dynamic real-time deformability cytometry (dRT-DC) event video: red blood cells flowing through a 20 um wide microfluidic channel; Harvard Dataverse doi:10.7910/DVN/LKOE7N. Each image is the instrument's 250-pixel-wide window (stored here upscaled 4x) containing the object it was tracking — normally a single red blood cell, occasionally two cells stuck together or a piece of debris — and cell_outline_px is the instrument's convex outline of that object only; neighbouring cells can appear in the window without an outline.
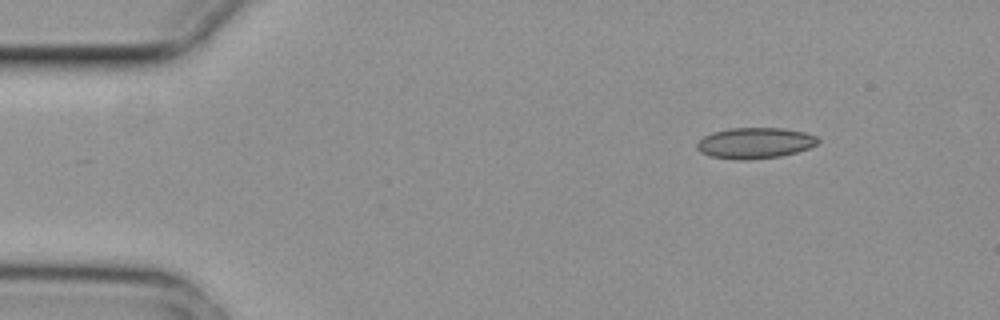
{"species": "common noctule bat (a hibernating species)", "species_latin": "Nyctalus noctula", "temperature_condition": "cold", "stored_images_in_passage": 4, "camera_frame_rate_fps": 3000, "um_per_image_px": 0.085, "animal": {"sex": "female", "body_mass_g": 29.2, "forearm_length_mm": 56.3}, "frame": {"image": 1, "passage_image": 1, "time_ms": 0.0, "image_size_px": [1000, 320], "cell_outline_px": [[820, 140], [816, 144], [808, 148], [796, 152], [780, 156], [748, 160], [736, 160], [712, 156], [700, 152], [696, 148], [696, 144], [704, 136], [712, 132], [732, 128], [780, 128], [804, 132], [816, 136]], "centroid_in_image_um": [64.15, 12.16], "position_along_channel_um": 20.8, "area_um2": 21.68}}
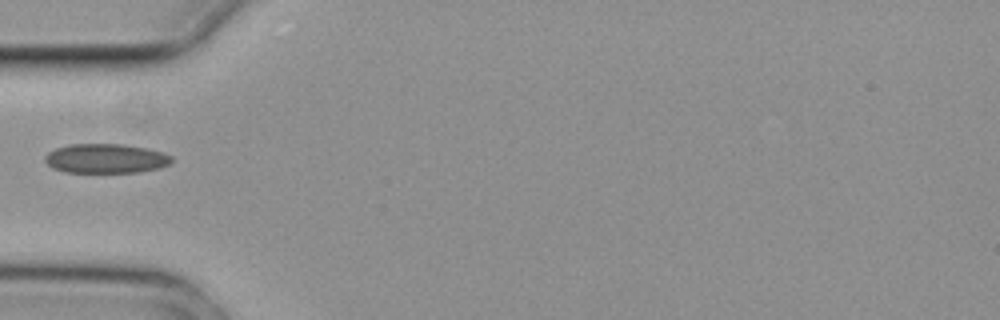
{"frame": {"image": 2, "passage_image": 4, "time_ms": 1.0, "image_size_px": [1000, 320], "cell_outline_px": [[172, 160], [168, 164], [160, 168], [140, 172], [64, 172], [52, 168], [44, 160], [44, 156], [48, 152], [56, 148], [68, 144], [124, 144], [148, 148], [164, 152], [172, 156]], "centroid_in_image_um": [9.0, 13.46], "position_along_channel_um": 76.0, "area_um2": 21.91}}